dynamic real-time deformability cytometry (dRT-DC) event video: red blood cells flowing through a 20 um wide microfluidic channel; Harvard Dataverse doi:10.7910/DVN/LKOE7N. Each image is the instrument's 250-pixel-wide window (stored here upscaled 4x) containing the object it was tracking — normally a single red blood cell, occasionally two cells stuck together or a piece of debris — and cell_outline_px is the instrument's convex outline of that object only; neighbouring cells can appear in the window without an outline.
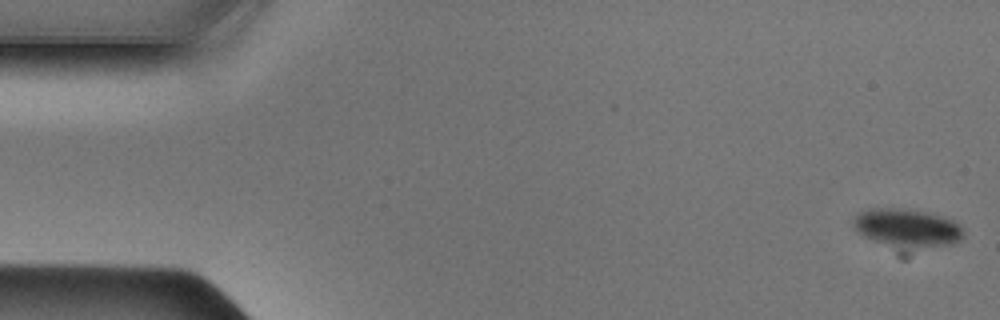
{"species": "Egyptian fruit bat (a non-hibernating species)", "species_latin": "Rousettus aegyptiacus", "temperature_condition": "cold", "stored_images_in_passage": 8, "camera_frame_rate_fps": 3000, "um_per_image_px": 0.085, "animal": {"sex": "male"}, "frame": {"image": 1, "passage_image": 1, "time_ms": 0.0, "image_size_px": [1000, 320], "cell_outline_px": [[964, 236], [960, 240], [952, 244], [888, 244], [864, 236], [856, 232], [852, 224], [852, 220], [860, 212], [868, 208], [892, 208], [924, 212], [944, 216], [956, 220], [964, 228]], "centroid_in_image_um": [77.11, 19.29], "position_along_channel_um": 7.9, "area_um2": 23.41}}